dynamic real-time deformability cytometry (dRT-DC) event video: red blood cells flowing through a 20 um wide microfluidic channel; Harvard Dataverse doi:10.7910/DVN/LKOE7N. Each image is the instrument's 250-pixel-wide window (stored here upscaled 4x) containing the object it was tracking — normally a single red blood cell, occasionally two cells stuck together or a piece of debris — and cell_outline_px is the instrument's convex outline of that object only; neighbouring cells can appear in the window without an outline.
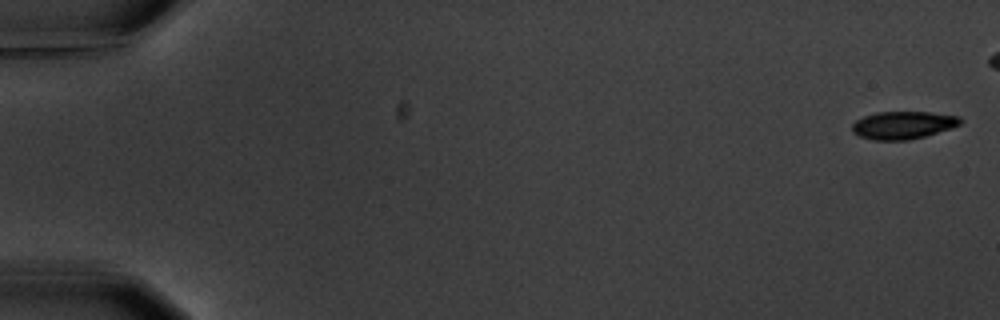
{"species": "common noctule bat (a hibernating species)", "species_latin": "Nyctalus noctula", "temperature_condition": "warm", "stored_images_in_passage": 6, "camera_frame_rate_fps": 3000, "um_per_image_px": 0.085, "animal": {"sex": "male", "body_mass_g": 20.1, "forearm_length_mm": 53.5}, "frame": {"image": 1, "passage_image": 1, "time_ms": 0.0, "image_size_px": [1000, 320], "cell_outline_px": [[964, 120], [960, 124], [952, 128], [924, 136], [908, 140], [872, 140], [860, 136], [852, 132], [852, 124], [856, 120], [864, 116], [876, 112], [932, 112], [960, 116]], "centroid_in_image_um": [76.78, 10.63], "position_along_channel_um": 8.2, "area_um2": 17.57}}
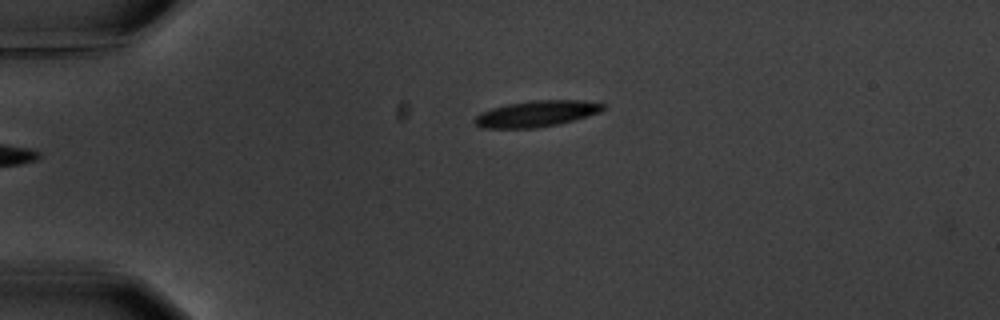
{"frame": {"image": 2, "passage_image": 6, "time_ms": 6.667, "image_size_px": [1000, 320], "cell_outline_px": [[604, 108], [600, 112], [560, 124], [536, 128], [480, 128], [472, 120], [480, 112], [492, 108], [508, 104], [532, 100], [584, 100], [604, 104]], "centroid_in_image_um": [45.57, 9.67], "position_along_channel_um": 39.4, "area_um2": 19.59}}